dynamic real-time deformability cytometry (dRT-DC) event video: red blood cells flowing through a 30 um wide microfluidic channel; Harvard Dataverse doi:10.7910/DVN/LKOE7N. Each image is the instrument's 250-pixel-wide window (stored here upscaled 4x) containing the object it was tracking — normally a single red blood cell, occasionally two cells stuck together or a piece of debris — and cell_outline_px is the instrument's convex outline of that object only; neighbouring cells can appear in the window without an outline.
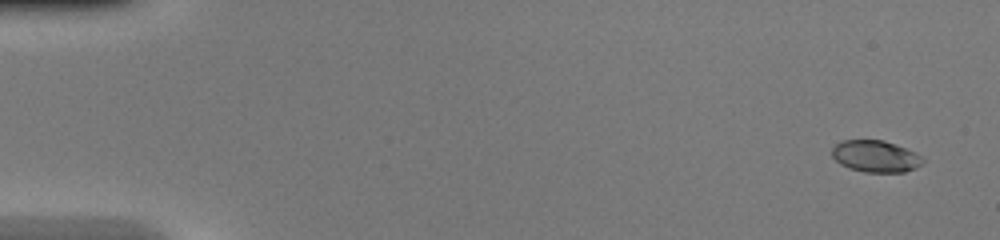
{"species": "common noctule bat (a hibernating species)", "species_latin": "Nyctalus noctula", "temperature_condition": "warm", "stored_images_in_passage": 48, "camera_frame_rate_fps": 3000, "um_per_image_px": 0.085, "animal": {"sex": "female", "body_mass_g": 20.0, "forearm_length_mm": 54.0}, "frame": {"image": 1, "passage_image": 2, "time_ms": 0.333, "image_size_px": [1000, 240], "cell_outline_px": [[924, 160], [916, 168], [904, 172], [864, 172], [848, 168], [840, 164], [832, 156], [832, 148], [836, 144], [844, 140], [884, 140], [924, 156]], "centroid_in_image_um": [74.42, 13.29], "position_along_channel_um": 10.6, "area_um2": 16.76}}
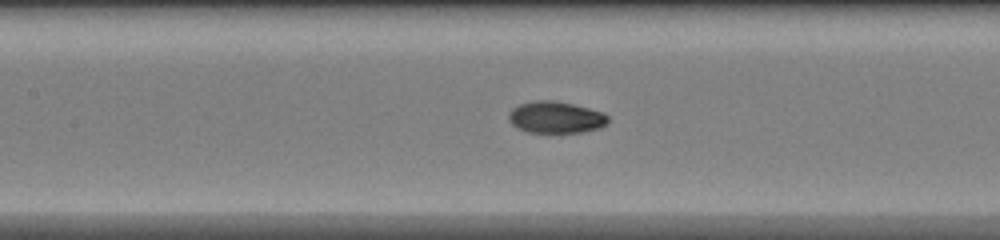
{"frame": {"image": 2, "passage_image": 23, "time_ms": 7.333, "image_size_px": [1000, 240], "cell_outline_px": [[608, 124], [600, 128], [584, 132], [528, 132], [516, 128], [508, 120], [508, 112], [512, 108], [520, 104], [532, 100], [556, 100], [604, 112], [608, 116]], "centroid_in_image_um": [47.23, 9.96], "position_along_channel_um": 160.2, "area_um2": 18.61}}
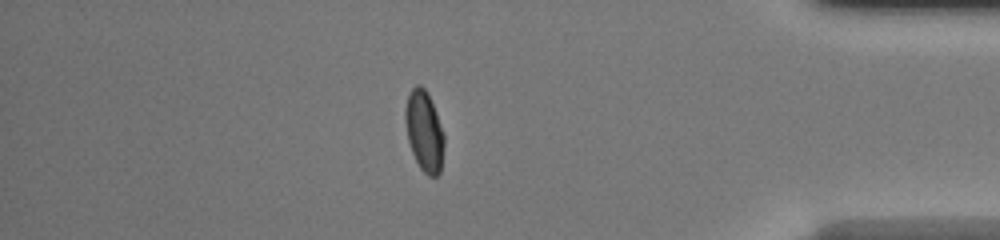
{"frame": {"image": 3, "passage_image": 42, "time_ms": 13.667, "image_size_px": [1000, 240], "cell_outline_px": [[444, 148], [440, 172], [436, 176], [428, 176], [420, 168], [412, 152], [408, 140], [404, 120], [404, 108], [408, 92], [416, 84], [420, 84], [428, 92], [436, 112], [444, 136]], "centroid_in_image_um": [36.04, 11.11], "position_along_channel_um": 399.2, "area_um2": 18.44}, "authors_computed_cell_mechanics": {"area_um2": 17.8313, "velocity_mm_per_s": 4.2963, "shape_relaxation_time_tau1_ms": 4.2704, "shape_relaxation_time_tau2_ms": null, "deformation_change_tau1": 0.19, "deformation_change_tau2": null}}